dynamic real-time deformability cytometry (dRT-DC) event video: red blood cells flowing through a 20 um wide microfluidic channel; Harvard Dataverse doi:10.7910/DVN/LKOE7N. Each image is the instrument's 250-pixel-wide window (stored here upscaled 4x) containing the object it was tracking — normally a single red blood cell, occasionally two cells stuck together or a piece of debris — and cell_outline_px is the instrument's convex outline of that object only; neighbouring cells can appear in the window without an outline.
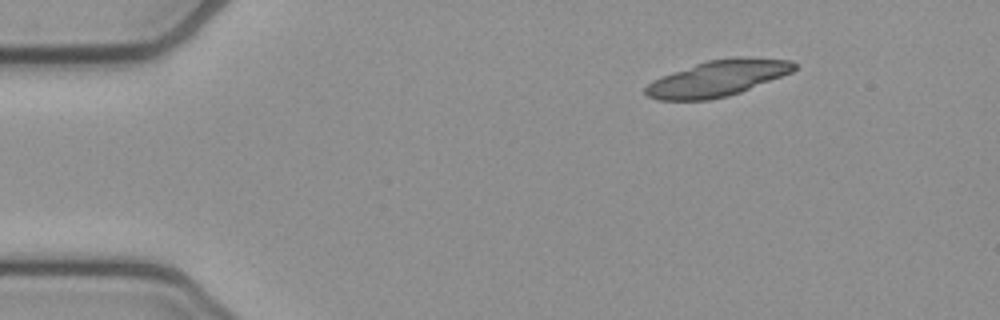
{"species": "common noctule bat (a hibernating species)", "species_latin": "Nyctalus noctula", "temperature_condition": "cold", "stored_images_in_passage": 12, "camera_frame_rate_fps": 3000, "um_per_image_px": 0.085, "animal": {"sex": "female", "body_mass_g": 21.9}, "frame": {"image": 1, "passage_image": 1, "time_ms": 0.0, "image_size_px": [1000, 320], "cell_outline_px": [[796, 68], [792, 72], [740, 92], [728, 96], [708, 100], [656, 100], [648, 96], [644, 92], [644, 88], [652, 80], [660, 76], [708, 60], [740, 56], [792, 60], [796, 64]], "centroid_in_image_um": [60.99, 6.65], "position_along_channel_um": 24.0, "area_um2": 31.15}}